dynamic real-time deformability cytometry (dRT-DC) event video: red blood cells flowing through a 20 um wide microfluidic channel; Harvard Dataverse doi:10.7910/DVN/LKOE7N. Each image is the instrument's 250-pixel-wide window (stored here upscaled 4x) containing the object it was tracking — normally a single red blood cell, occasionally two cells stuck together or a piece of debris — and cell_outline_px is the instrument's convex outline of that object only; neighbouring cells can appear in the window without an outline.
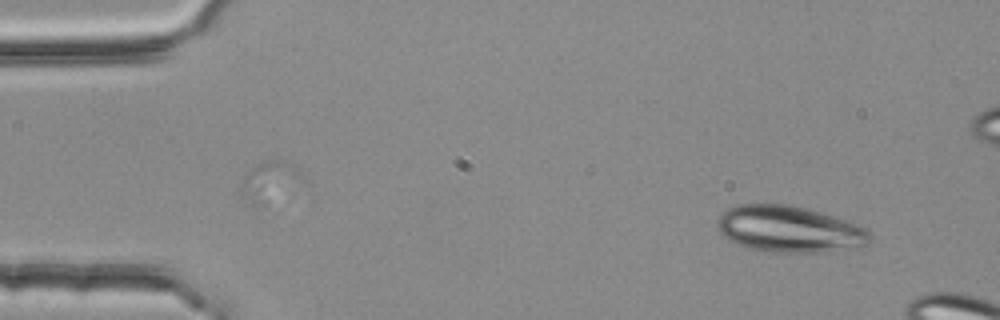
{"species": "common noctule bat (a hibernating species)", "species_latin": "Nyctalus noctula", "temperature_condition": "room temperature", "stored_images_in_passage": 9, "camera_frame_rate_fps": 3000, "um_per_image_px": 0.085, "animal": {"sex": "female", "body_mass_g": 25.1}, "frame": {"image": 1, "passage_image": 1, "time_ms": 0.0, "image_size_px": [1000, 320], "cell_outline_px": [[872, 240], [868, 244], [820, 252], [764, 252], [748, 248], [728, 240], [720, 232], [716, 224], [716, 220], [728, 208], [736, 204], [784, 204], [804, 208], [832, 216], [868, 228], [872, 232]], "centroid_in_image_um": [67.06, 19.48], "position_along_channel_um": 17.9, "area_um2": 41.1}}